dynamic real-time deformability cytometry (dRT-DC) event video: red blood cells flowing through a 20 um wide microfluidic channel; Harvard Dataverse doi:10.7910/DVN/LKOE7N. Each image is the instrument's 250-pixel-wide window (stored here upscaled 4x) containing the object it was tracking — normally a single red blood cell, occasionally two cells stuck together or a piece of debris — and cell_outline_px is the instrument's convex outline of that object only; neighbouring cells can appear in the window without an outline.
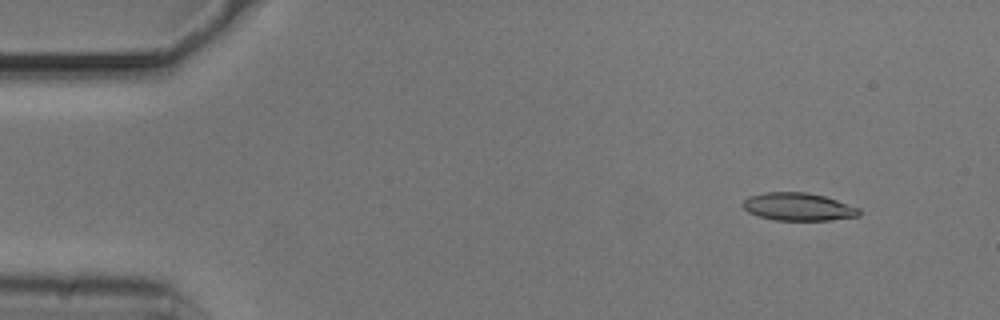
{"species": "common noctule bat (a hibernating species)", "species_latin": "Nyctalus noctula", "temperature_condition": "cold", "stored_images_in_passage": 54, "camera_frame_rate_fps": 3000, "um_per_image_px": 0.085, "animal": {"sex": "male", "body_mass_g": 20.5, "forearm_length_mm": 52.5}, "frame": {"image": 1, "passage_image": 5, "time_ms": 1.333, "image_size_px": [1000, 320], "cell_outline_px": [[860, 216], [832, 220], [772, 220], [748, 212], [740, 204], [748, 196], [764, 192], [804, 192], [824, 196], [860, 208]], "centroid_in_image_um": [67.83, 17.58], "position_along_channel_um": 17.2, "area_um2": 18.9}}
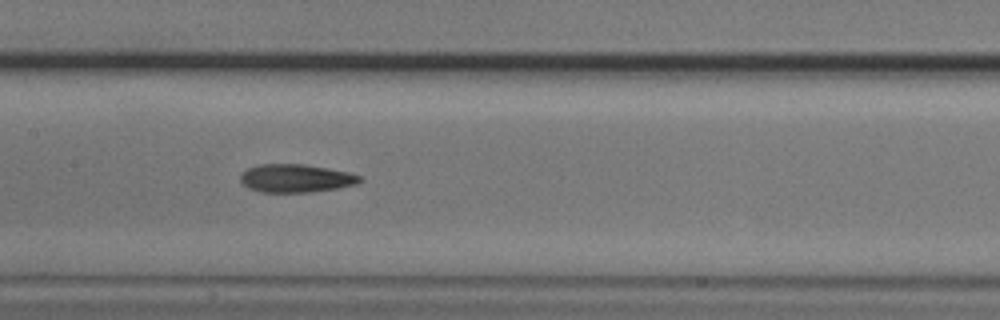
{"frame": {"image": 2, "passage_image": 26, "time_ms": 8.333, "image_size_px": [1000, 320], "cell_outline_px": [[364, 180], [356, 184], [336, 188], [312, 192], [260, 192], [248, 188], [240, 180], [240, 176], [248, 168], [256, 164], [304, 164], [348, 172], [360, 176]], "centroid_in_image_um": [25.14, 15.15], "position_along_channel_um": 182.3, "area_um2": 19.54}}
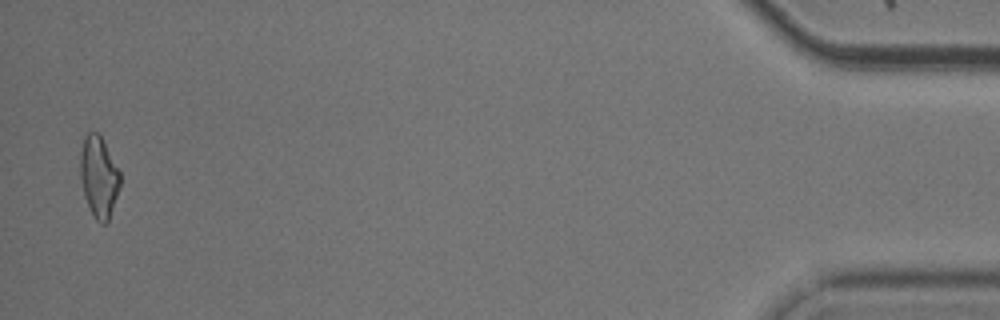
{"frame": {"image": 3, "passage_image": 53, "time_ms": 17.333, "image_size_px": [1000, 320], "cell_outline_px": [[120, 184], [108, 220], [104, 224], [100, 224], [96, 220], [84, 196], [80, 176], [80, 152], [84, 136], [88, 132], [96, 132], [100, 136], [120, 172]], "centroid_in_image_um": [8.37, 15.02], "position_along_channel_um": 426.8, "area_um2": 18.44}, "authors_computed_cell_mechanics": {"area_um2": 19.2185, "velocity_mm_per_s": 3.7056, "shape_relaxation_time_tau1_ms": 5.2718, "shape_relaxation_time_tau2_ms": 2.4971, "deformation_change_tau1": 0.171, "deformation_change_tau2": 0.1123}}